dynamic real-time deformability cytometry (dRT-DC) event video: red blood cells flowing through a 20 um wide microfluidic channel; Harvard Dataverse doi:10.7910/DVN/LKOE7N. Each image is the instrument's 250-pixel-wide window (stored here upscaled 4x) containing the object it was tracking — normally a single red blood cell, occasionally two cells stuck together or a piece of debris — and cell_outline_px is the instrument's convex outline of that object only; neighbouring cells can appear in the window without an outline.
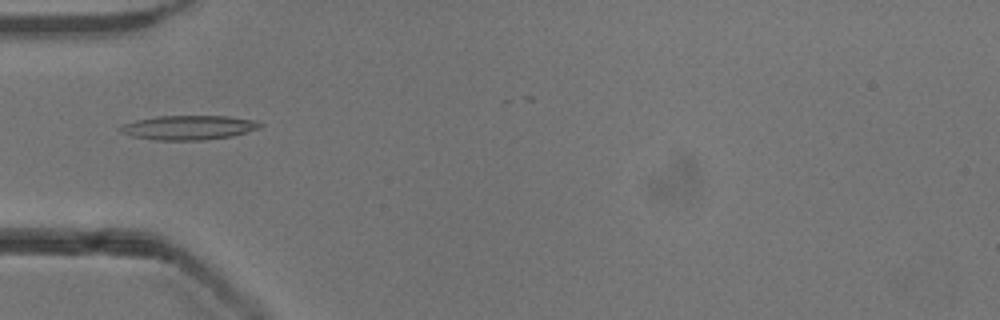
{"species": "common noctule bat (a hibernating species)", "species_latin": "Nyctalus noctula", "temperature_condition": "cold", "stored_images_in_passage": 39, "camera_frame_rate_fps": 3000, "um_per_image_px": 0.085, "animal": {"sex": "male", "body_mass_g": 13.3}, "frame": {"image": 1, "passage_image": 7, "time_ms": 2.0, "image_size_px": [1000, 320], "cell_outline_px": [[264, 124], [260, 128], [232, 136], [200, 140], [156, 140], [132, 136], [120, 132], [116, 128], [124, 124], [136, 120], [156, 116], [228, 116], [256, 120]], "centroid_in_image_um": [16.03, 10.83], "position_along_channel_um": 69.0, "area_um2": 19.88}}
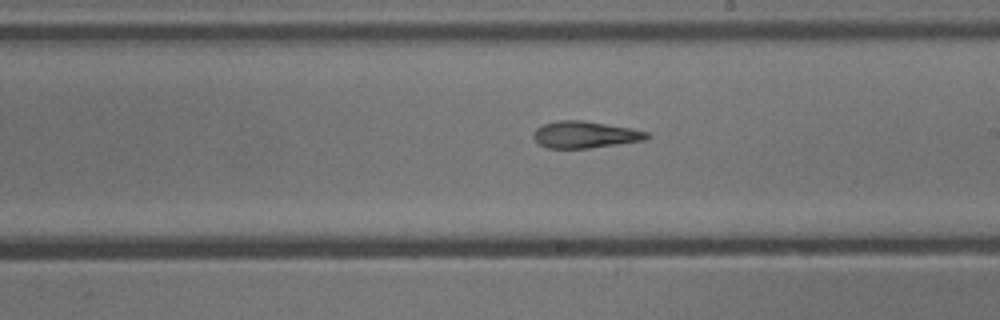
{"frame": {"image": 2, "passage_image": 20, "time_ms": 6.333, "image_size_px": [1000, 320], "cell_outline_px": [[652, 136], [644, 140], [588, 148], [548, 148], [540, 144], [532, 136], [532, 132], [536, 128], [544, 124], [556, 120], [584, 120], [632, 128], [648, 132]], "centroid_in_image_um": [49.72, 11.43], "position_along_channel_um": 239.3, "area_um2": 17.74}}
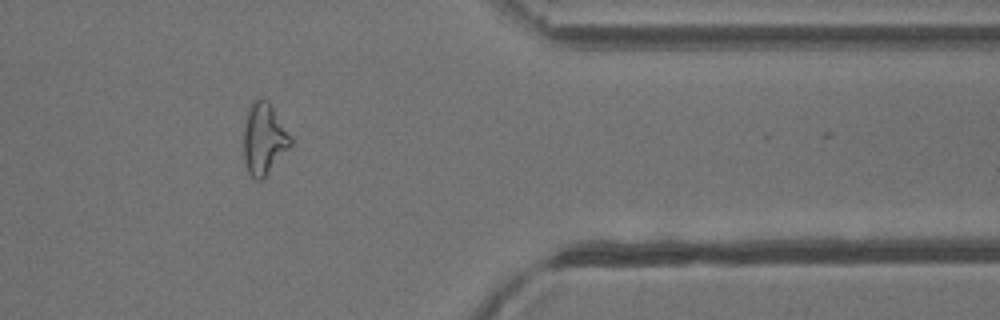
{"frame": {"image": 3, "passage_image": 33, "time_ms": 10.667, "image_size_px": [1000, 320], "cell_outline_px": [[292, 144], [264, 176], [260, 180], [256, 180], [248, 172], [244, 156], [244, 128], [248, 108], [252, 100], [260, 96], [268, 100], [292, 136]], "centroid_in_image_um": [22.43, 11.72], "position_along_channel_um": 389.0, "area_um2": 19.42}, "authors_computed_cell_mechanics": {"area_um2": 17.9758, "velocity_mm_per_s": 3.9112, "shape_relaxation_time_tau1_ms": 4.818, "shape_relaxation_time_tau2_ms": 3.0799, "deformation_change_tau1": 0.2076, "deformation_change_tau2": 0.1453}}